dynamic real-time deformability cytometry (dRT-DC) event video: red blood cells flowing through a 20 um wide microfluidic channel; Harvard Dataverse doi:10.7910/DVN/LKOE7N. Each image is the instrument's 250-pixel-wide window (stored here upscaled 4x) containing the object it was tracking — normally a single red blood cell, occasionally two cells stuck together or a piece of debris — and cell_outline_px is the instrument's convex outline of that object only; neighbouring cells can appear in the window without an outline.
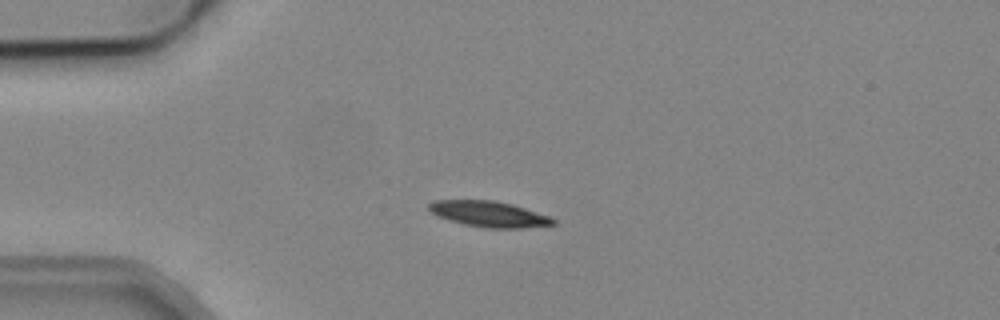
{"species": "common noctule bat (a hibernating species)", "species_latin": "Nyctalus noctula", "temperature_condition": "cold", "stored_images_in_passage": 5, "camera_frame_rate_fps": 3000, "um_per_image_px": 0.085, "animal": {"sex": "male", "body_mass_g": 19.2, "forearm_length_mm": 51.8}, "frame": {"image": 1, "passage_image": 3, "time_ms": 2.333, "image_size_px": [1000, 320], "cell_outline_px": [[556, 224], [520, 228], [484, 228], [464, 224], [436, 216], [428, 208], [428, 204], [432, 200], [496, 200], [512, 204], [548, 216], [556, 220]], "centroid_in_image_um": [41.53, 18.19], "position_along_channel_um": 43.5, "area_um2": 18.61}}